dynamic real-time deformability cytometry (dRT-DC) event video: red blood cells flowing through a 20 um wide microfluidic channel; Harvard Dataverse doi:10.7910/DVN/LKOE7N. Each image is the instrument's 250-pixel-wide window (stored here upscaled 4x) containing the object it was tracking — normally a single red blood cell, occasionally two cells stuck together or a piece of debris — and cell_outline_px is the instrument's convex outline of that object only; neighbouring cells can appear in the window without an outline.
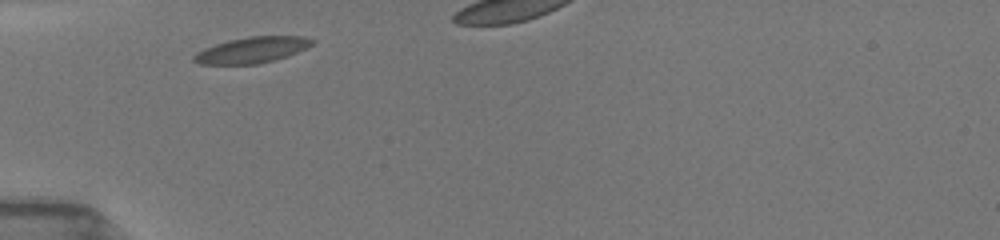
{"species": "common noctule bat (a hibernating species)", "species_latin": "Nyctalus noctula", "temperature_condition": "room temperature", "stored_images_in_passage": 3, "camera_frame_rate_fps": 3000, "um_per_image_px": 0.085, "animal": {"sex": "female", "body_mass_g": 19.5, "forearm_length_mm": 54.1}, "frame": {"image": 1, "passage_image": 1, "time_ms": 0.0, "image_size_px": [1000, 240], "cell_outline_px": [[316, 40], [312, 44], [288, 56], [276, 60], [256, 64], [200, 64], [192, 60], [192, 56], [196, 52], [204, 48], [228, 40], [248, 36], [304, 36]], "centroid_in_image_um": [21.4, 4.24], "position_along_channel_um": 63.6, "area_um2": 17.92}}